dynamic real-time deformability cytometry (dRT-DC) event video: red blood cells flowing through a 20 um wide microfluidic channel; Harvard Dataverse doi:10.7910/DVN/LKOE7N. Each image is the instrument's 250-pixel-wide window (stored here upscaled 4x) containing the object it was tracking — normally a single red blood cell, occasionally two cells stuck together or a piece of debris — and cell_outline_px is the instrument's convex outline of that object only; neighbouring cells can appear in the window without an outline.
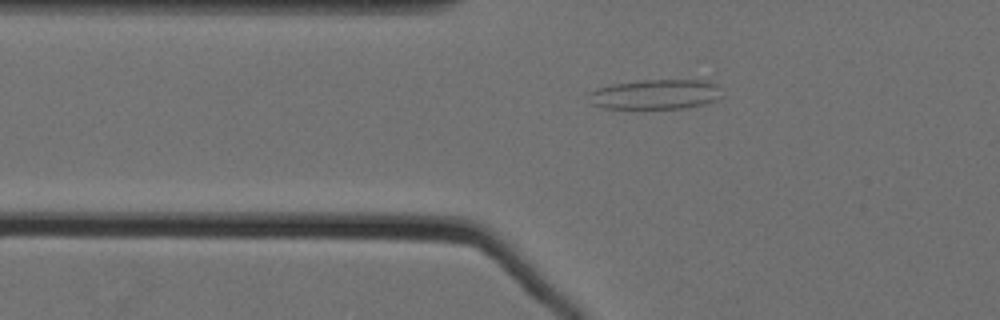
{"species": "Egyptian fruit bat (a non-hibernating species)", "species_latin": "Rousettus aegyptiacus", "temperature_condition": "cold", "stored_images_in_passage": 54, "camera_frame_rate_fps": 3000, "um_per_image_px": 0.085, "animal": {"sex": "female"}, "frame": {"image": 1, "passage_image": 17, "time_ms": 5.333, "image_size_px": [1000, 320], "cell_outline_px": [[724, 96], [720, 100], [688, 108], [604, 108], [592, 104], [588, 92], [596, 88], [612, 84], [644, 80], [700, 80], [716, 84], [720, 88]], "centroid_in_image_um": [55.77, 8.02], "position_along_channel_um": 70.0, "area_um2": 23.35}}
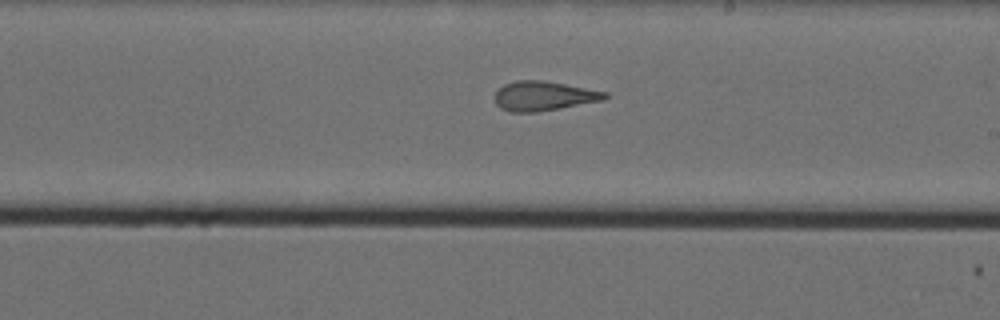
{"frame": {"image": 2, "passage_image": 32, "time_ms": 10.333, "image_size_px": [1000, 320], "cell_outline_px": [[608, 96], [604, 100], [560, 108], [536, 112], [508, 112], [500, 108], [496, 104], [492, 96], [504, 84], [516, 80], [544, 80], [608, 92]], "centroid_in_image_um": [46.18, 8.16], "position_along_channel_um": 242.8, "area_um2": 19.07}}
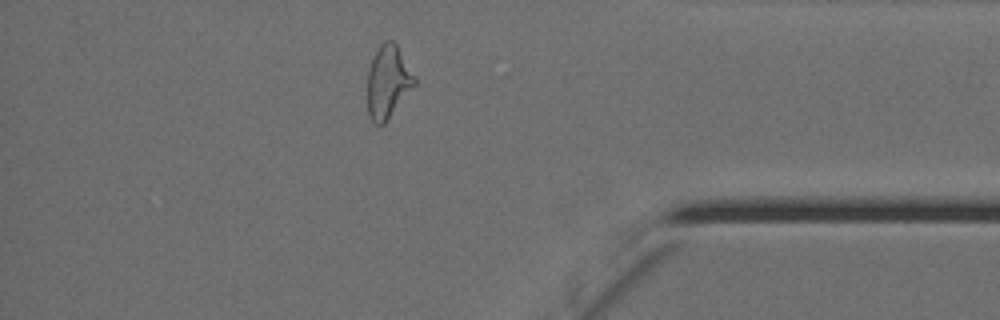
{"frame": {"image": 3, "passage_image": 47, "time_ms": 15.333, "image_size_px": [1000, 320], "cell_outline_px": [[416, 84], [384, 124], [376, 124], [368, 116], [368, 72], [372, 56], [380, 44], [384, 40], [392, 40], [396, 44], [416, 76]], "centroid_in_image_um": [32.98, 6.93], "position_along_channel_um": 402.2, "area_um2": 20.0}, "authors_computed_cell_mechanics": {"area_um2": 20.6057, "velocity_mm_per_s": 3.55, "shape_relaxation_time_tau1_ms": null, "shape_relaxation_time_tau2_ms": 1.1901, "deformation_change_tau1": null, "deformation_change_tau2": 0.1007}}